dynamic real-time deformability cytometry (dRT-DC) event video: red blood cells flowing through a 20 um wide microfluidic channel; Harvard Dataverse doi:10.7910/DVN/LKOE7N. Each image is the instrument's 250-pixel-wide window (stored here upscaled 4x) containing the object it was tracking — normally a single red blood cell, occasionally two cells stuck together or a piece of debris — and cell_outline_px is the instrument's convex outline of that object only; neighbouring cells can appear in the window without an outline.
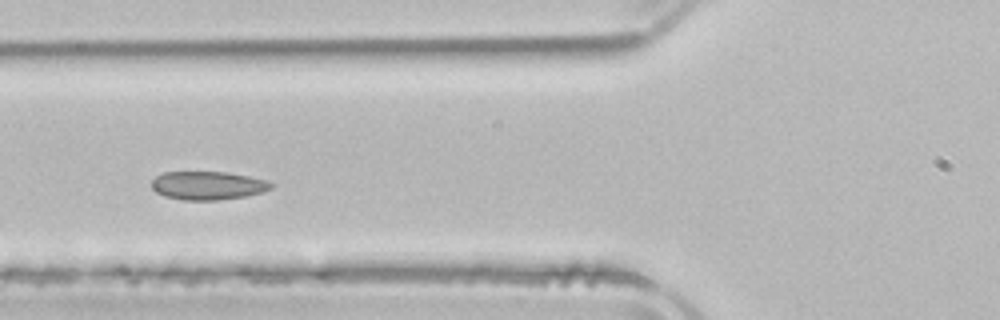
{"species": "common noctule bat (a hibernating species)", "species_latin": "Nyctalus noctula", "temperature_condition": "room temperature", "stored_images_in_passage": 2, "camera_frame_rate_fps": 3000, "um_per_image_px": 0.085, "animal": {"sex": "male", "body_mass_g": 21.5, "forearm_length_mm": 52.0}, "frame": {"image": 1, "passage_image": 2, "time_ms": 1.333, "image_size_px": [1000, 320], "cell_outline_px": [[272, 188], [248, 196], [216, 200], [184, 200], [164, 196], [156, 192], [152, 188], [152, 180], [156, 176], [164, 172], [228, 172], [268, 180], [272, 184]], "centroid_in_image_um": [17.66, 15.77], "position_along_channel_um": 108.1, "area_um2": 19.77}}